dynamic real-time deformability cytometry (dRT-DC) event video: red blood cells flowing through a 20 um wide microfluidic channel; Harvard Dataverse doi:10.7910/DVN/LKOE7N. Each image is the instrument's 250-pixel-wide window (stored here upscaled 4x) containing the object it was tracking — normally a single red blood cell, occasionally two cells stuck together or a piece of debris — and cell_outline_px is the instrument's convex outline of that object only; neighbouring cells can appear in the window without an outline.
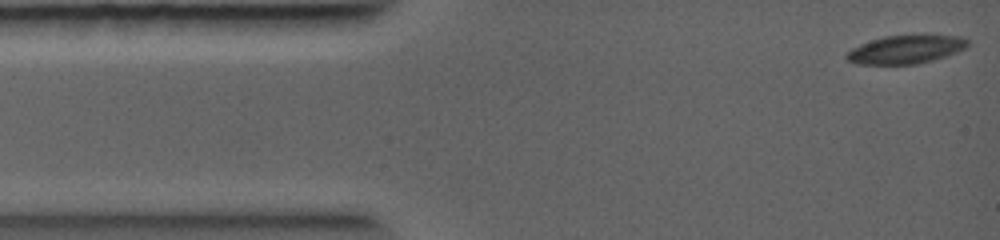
{"species": "common noctule bat (a hibernating species)", "species_latin": "Nyctalus noctula", "temperature_condition": "warm", "stored_images_in_passage": 65, "camera_frame_rate_fps": 5000, "um_per_image_px": 0.085, "animal": {"sex": "female", "body_mass_g": 19.0, "forearm_length_mm": 56.7}, "frame": {"image": 1, "passage_image": 1, "time_ms": 0.0, "image_size_px": [1000, 240], "cell_outline_px": [[968, 44], [964, 48], [956, 52], [932, 60], [916, 64], [860, 64], [848, 60], [844, 56], [852, 48], [860, 44], [884, 36], [924, 32], [960, 36], [968, 40]], "centroid_in_image_um": [77.03, 4.14], "position_along_channel_um": 8.0, "area_um2": 20.58}}
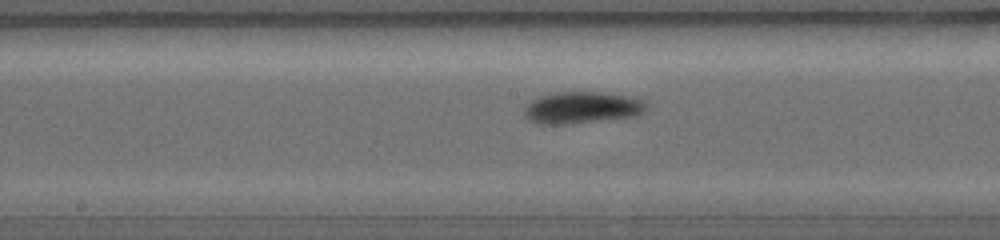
{"frame": {"image": 2, "passage_image": 28, "time_ms": 4.4, "image_size_px": [1000, 240], "cell_outline_px": [[648, 104], [644, 112], [636, 116], [572, 124], [536, 124], [528, 120], [524, 116], [524, 108], [532, 100], [540, 96], [556, 92], [608, 92], [632, 96]], "centroid_in_image_um": [49.47, 9.15], "position_along_channel_um": 198.7, "area_um2": 22.95}}
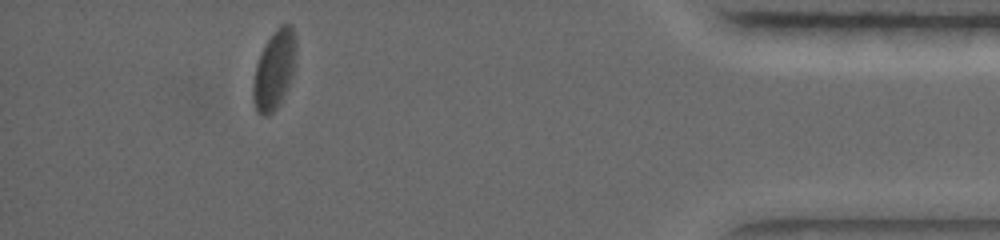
{"frame": {"image": 3, "passage_image": 62, "time_ms": 8.8, "image_size_px": [1000, 240], "cell_outline_px": [[296, 52], [292, 72], [288, 84], [276, 108], [268, 116], [260, 116], [256, 112], [252, 100], [252, 84], [256, 64], [260, 52], [276, 28], [280, 24], [292, 24], [296, 36]], "centroid_in_image_um": [23.28, 5.92], "position_along_channel_um": 411.9, "area_um2": 19.77}}